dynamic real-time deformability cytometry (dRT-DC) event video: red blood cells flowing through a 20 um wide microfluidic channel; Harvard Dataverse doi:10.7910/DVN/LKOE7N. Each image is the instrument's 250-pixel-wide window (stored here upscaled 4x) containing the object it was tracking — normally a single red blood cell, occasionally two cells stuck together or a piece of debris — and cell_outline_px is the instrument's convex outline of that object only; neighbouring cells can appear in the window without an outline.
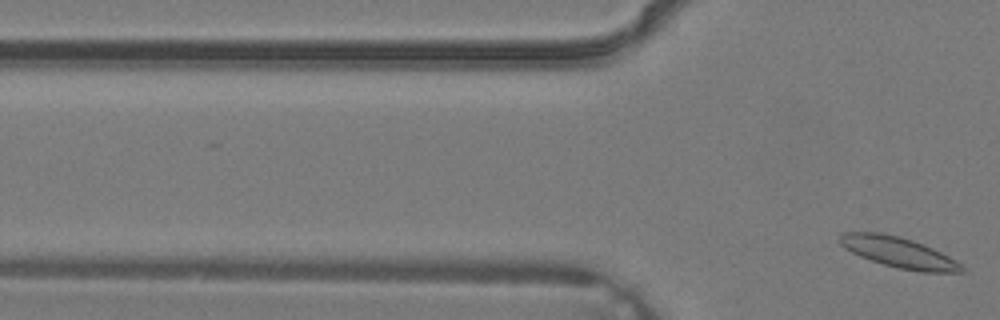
{"species": "common noctule bat (a hibernating species)", "species_latin": "Nyctalus noctula", "temperature_condition": "warm", "stored_images_in_passage": 2, "segment_of_instrument_passage": [2, 2], "camera_frame_rate_fps": 3000, "um_per_image_px": 0.085, "animal": {"sex": "male", "body_mass_g": 19.2, "forearm_length_mm": 51.8}, "frame": {"image": 1, "passage_image": 2, "time_ms": 0.333, "image_size_px": [1000, 320], "cell_outline_px": [[964, 272], [920, 272], [900, 268], [884, 264], [860, 256], [844, 248], [840, 244], [840, 236], [844, 232], [880, 232], [900, 236], [924, 244], [956, 260], [964, 268]], "centroid_in_image_um": [76.39, 21.44], "position_along_channel_um": 49.4, "area_um2": 21.5}}